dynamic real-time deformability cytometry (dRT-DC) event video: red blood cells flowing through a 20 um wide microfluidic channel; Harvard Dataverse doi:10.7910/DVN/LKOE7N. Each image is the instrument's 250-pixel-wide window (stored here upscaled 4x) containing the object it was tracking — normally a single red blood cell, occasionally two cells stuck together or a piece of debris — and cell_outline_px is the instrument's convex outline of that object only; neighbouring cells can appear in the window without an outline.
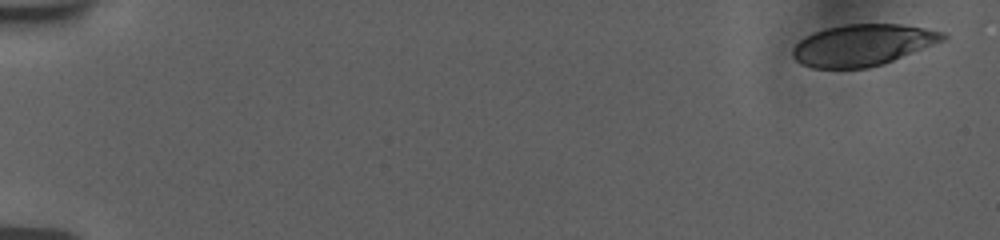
{"species": "human", "species_latin": "Homo sapiens", "temperature_condition": "room temperature", "stored_images_in_passage": 21, "camera_frame_rate_fps": 3000, "um_per_image_px": 0.085, "donor": {"sex": "female"}, "frame": {"image": 1, "passage_image": 1, "time_ms": 0.0, "image_size_px": [1000, 240], "cell_outline_px": [[948, 36], [944, 40], [892, 60], [868, 68], [812, 68], [800, 64], [792, 56], [792, 48], [800, 40], [816, 32], [828, 28], [844, 24], [900, 24], [924, 28], [944, 32]], "centroid_in_image_um": [73.3, 3.83], "position_along_channel_um": 11.7, "area_um2": 35.84}}
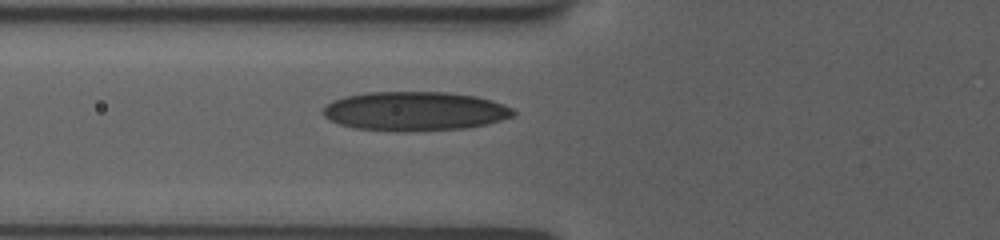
{"frame": {"image": 2, "passage_image": 16, "time_ms": 6.667, "image_size_px": [1000, 240], "cell_outline_px": [[516, 112], [512, 116], [500, 120], [468, 128], [408, 132], [396, 132], [352, 128], [328, 120], [324, 116], [324, 108], [332, 100], [344, 96], [368, 92], [444, 92], [476, 96], [492, 100], [504, 104], [512, 108]], "centroid_in_image_um": [35.23, 9.46], "position_along_channel_um": 90.6, "area_um2": 43.7}}
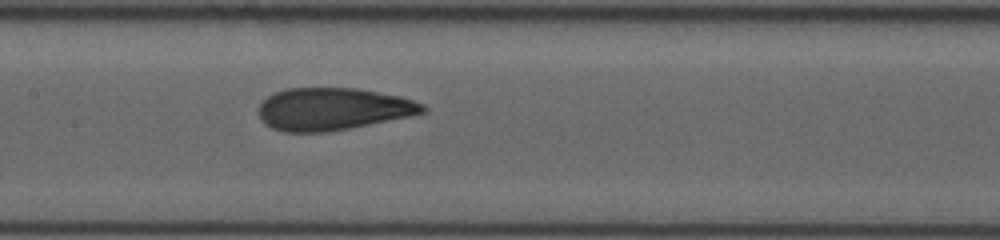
{"frame": {"image": 3, "passage_image": 21, "time_ms": 9.0, "image_size_px": [1000, 240], "cell_outline_px": [[428, 108], [424, 112], [408, 116], [328, 132], [284, 132], [272, 128], [260, 120], [260, 104], [268, 96], [276, 92], [288, 88], [356, 88], [400, 96], [424, 104]], "centroid_in_image_um": [28.27, 9.26], "position_along_channel_um": 179.1, "area_um2": 40.11}}